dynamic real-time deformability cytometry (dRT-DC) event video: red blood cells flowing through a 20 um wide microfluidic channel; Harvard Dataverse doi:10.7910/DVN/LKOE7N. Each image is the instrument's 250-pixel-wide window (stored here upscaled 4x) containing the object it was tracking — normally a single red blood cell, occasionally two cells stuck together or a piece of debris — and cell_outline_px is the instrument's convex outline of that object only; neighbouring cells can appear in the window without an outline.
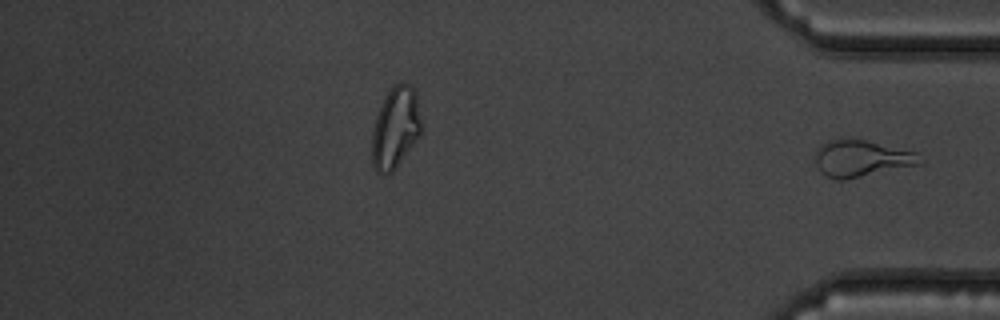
{"species": "common noctule bat (a hibernating species)", "species_latin": "Nyctalus noctula", "temperature_condition": "warm", "stored_images_in_passage": 39, "segment_of_instrument_passage": [2, 2], "camera_frame_rate_fps": 3000, "um_per_image_px": 0.085, "animal": {"sex": "male", "body_mass_g": 19.5, "forearm_length_mm": 54.6}, "frame": {"image": 1, "passage_image": 39, "time_ms": 12.667, "image_size_px": [1000, 320], "cell_outline_px": [[924, 160], [920, 164], [844, 180], [836, 180], [824, 176], [820, 172], [816, 164], [816, 152], [820, 144], [828, 140], [864, 140], [916, 152]], "centroid_in_image_um": [73.2, 13.49], "position_along_channel_um": 362.0, "area_um2": 22.08}}